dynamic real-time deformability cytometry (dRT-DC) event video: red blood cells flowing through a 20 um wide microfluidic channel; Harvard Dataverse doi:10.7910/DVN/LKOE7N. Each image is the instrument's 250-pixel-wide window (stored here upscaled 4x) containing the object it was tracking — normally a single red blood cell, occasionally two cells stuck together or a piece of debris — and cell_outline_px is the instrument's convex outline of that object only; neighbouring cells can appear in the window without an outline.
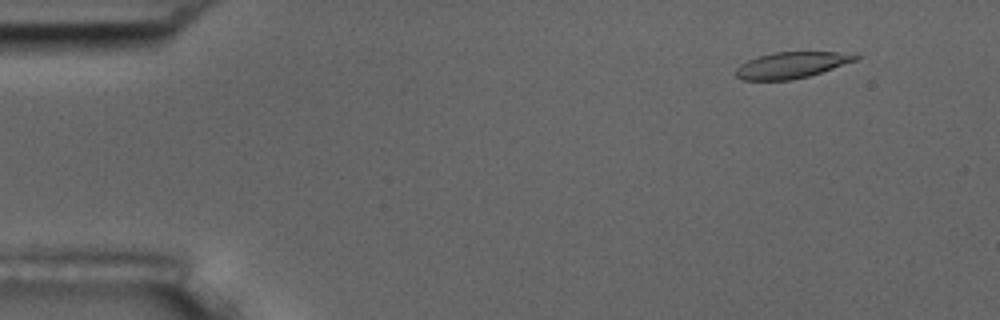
{"species": "common noctule bat (a hibernating species)", "species_latin": "Nyctalus noctula", "temperature_condition": "room temperature", "stored_images_in_passage": 14, "camera_frame_rate_fps": 3000, "um_per_image_px": 0.085, "animal": {"sex": "male", "body_mass_g": 17.5, "forearm_length_mm": 52.3}, "frame": {"image": 1, "passage_image": 1, "time_ms": 0.0, "image_size_px": [1000, 320], "cell_outline_px": [[860, 56], [856, 60], [808, 76], [792, 80], [740, 80], [736, 76], [736, 68], [740, 64], [756, 56], [772, 52], [836, 52]], "centroid_in_image_um": [67.18, 5.53], "position_along_channel_um": 17.8, "area_um2": 18.09}}
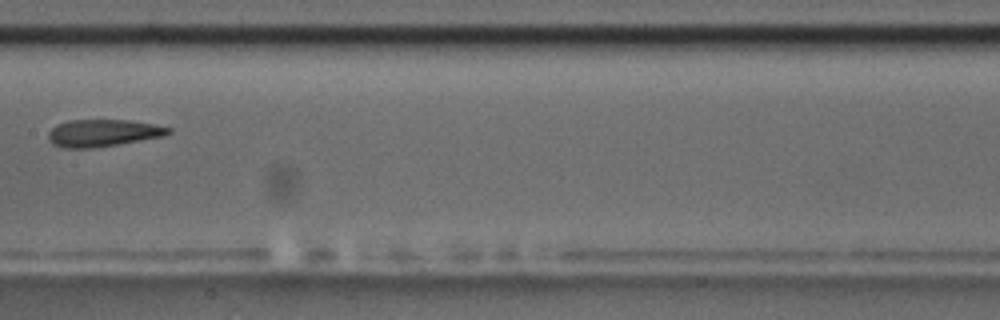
{"frame": {"image": 2, "passage_image": 7, "time_ms": 7.667, "image_size_px": [1000, 320], "cell_outline_px": [[172, 132], [164, 136], [120, 144], [92, 148], [64, 148], [52, 144], [48, 140], [48, 132], [56, 124], [68, 120], [128, 120], [152, 124], [172, 128]], "centroid_in_image_um": [8.73, 11.31], "position_along_channel_um": 198.7, "area_um2": 19.13}}
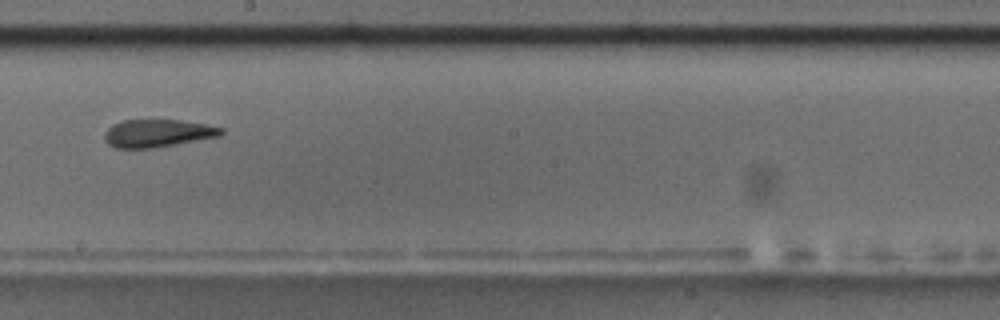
{"frame": {"image": 3, "passage_image": 8, "time_ms": 8.667, "image_size_px": [1000, 320], "cell_outline_px": [[224, 132], [220, 136], [156, 148], [116, 148], [108, 144], [104, 140], [104, 132], [112, 124], [120, 120], [180, 120], [204, 124], [224, 128]], "centroid_in_image_um": [13.37, 11.33], "position_along_channel_um": 234.8, "area_um2": 19.02}, "authors_computed_cell_mechanics": {"area_um2": 19.2763, "velocity_mm_per_s": 3.6337, "shape_relaxation_time_tau1_ms": 6.2921, "shape_relaxation_time_tau2_ms": 2.0903, "deformation_change_tau1": 0.1552, "deformation_change_tau2": 0.0898}}